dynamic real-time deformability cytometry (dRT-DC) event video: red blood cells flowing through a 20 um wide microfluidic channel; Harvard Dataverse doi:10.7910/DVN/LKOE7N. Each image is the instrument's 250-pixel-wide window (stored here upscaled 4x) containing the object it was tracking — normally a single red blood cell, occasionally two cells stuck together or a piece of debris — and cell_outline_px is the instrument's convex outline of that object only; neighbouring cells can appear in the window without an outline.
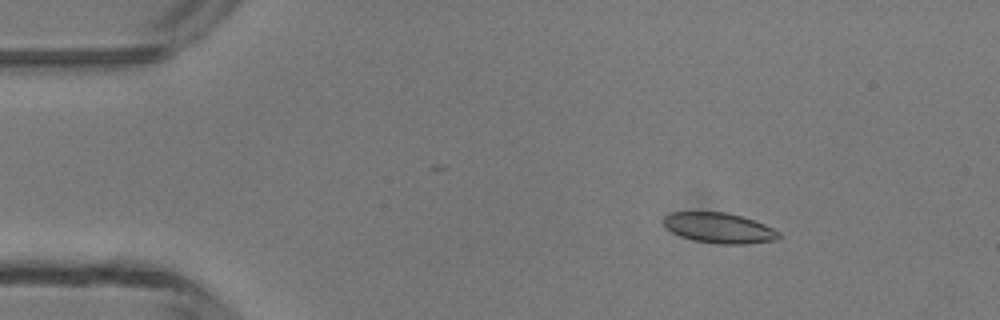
{"species": "common noctule bat (a hibernating species)", "species_latin": "Nyctalus noctula", "temperature_condition": "room temperature", "stored_images_in_passage": 5, "camera_frame_rate_fps": 3000, "um_per_image_px": 0.085, "animal": {"sex": "male", "body_mass_g": 13.3}, "frame": {"image": 1, "passage_image": 2, "time_ms": 1.333, "image_size_px": [1000, 320], "cell_outline_px": [[780, 236], [776, 240], [744, 244], [720, 244], [696, 240], [680, 236], [672, 232], [664, 224], [664, 216], [672, 212], [724, 212], [740, 216], [764, 224], [780, 232]], "centroid_in_image_um": [61.13, 19.38], "position_along_channel_um": 23.9, "area_um2": 20.06}}
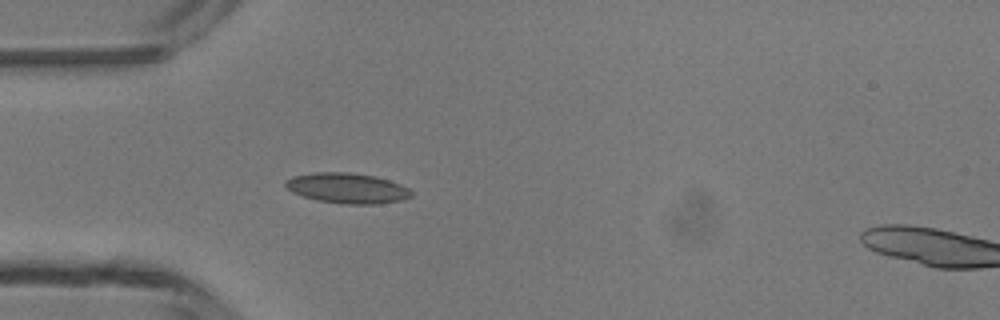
{"frame": {"image": 2, "passage_image": 4, "time_ms": 3.667, "image_size_px": [1000, 320], "cell_outline_px": [[412, 196], [400, 200], [380, 204], [344, 204], [316, 200], [292, 192], [284, 184], [284, 180], [292, 176], [312, 172], [348, 172], [376, 176], [400, 184], [408, 188], [412, 192]], "centroid_in_image_um": [29.49, 15.99], "position_along_channel_um": 55.5, "area_um2": 22.31}}